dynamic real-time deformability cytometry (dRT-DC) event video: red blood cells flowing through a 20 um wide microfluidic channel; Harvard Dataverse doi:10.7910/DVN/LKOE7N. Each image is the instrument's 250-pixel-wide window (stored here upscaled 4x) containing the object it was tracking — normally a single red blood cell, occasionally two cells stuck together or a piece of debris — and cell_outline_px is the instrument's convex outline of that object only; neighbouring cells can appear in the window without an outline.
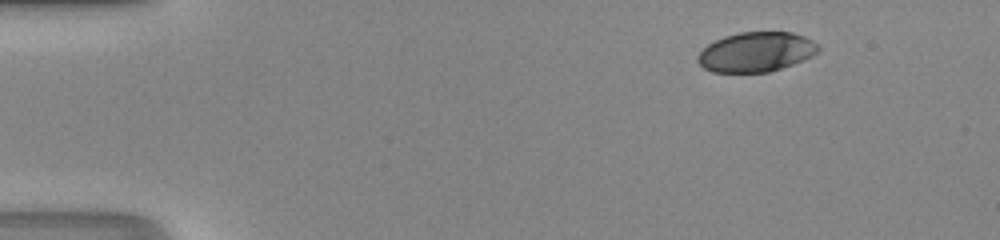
{"species": "human", "species_latin": "Homo sapiens", "temperature_condition": "room temperature", "stored_images_in_passage": 44, "camera_frame_rate_fps": 3000, "um_per_image_px": 0.085, "donor": {"sex": "male"}, "frame": {"image": 1, "passage_image": 1, "time_ms": 0.0, "image_size_px": [1000, 240], "cell_outline_px": [[820, 48], [812, 56], [804, 60], [768, 72], [712, 72], [704, 68], [696, 60], [696, 56], [708, 44], [724, 36], [740, 32], [792, 32], [804, 36], [820, 44]], "centroid_in_image_um": [64.27, 4.41], "position_along_channel_um": 20.7, "area_um2": 27.92}}
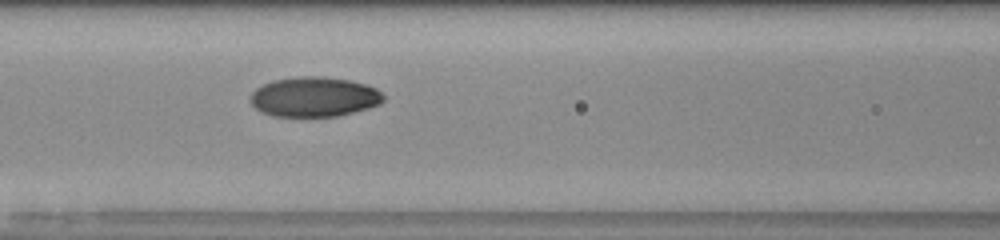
{"frame": {"image": 2, "passage_image": 17, "time_ms": 5.333, "image_size_px": [1000, 240], "cell_outline_px": [[384, 100], [380, 104], [368, 108], [336, 116], [272, 116], [260, 112], [248, 100], [252, 92], [256, 88], [272, 80], [296, 76], [320, 76], [348, 80], [364, 84], [376, 88], [384, 96]], "centroid_in_image_um": [26.67, 8.23], "position_along_channel_um": 139.9, "area_um2": 30.92}}
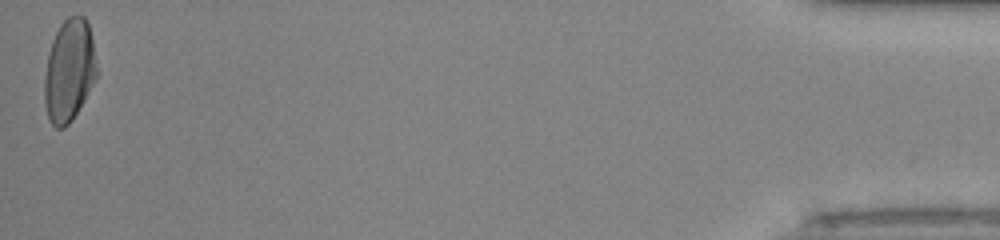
{"frame": {"image": 3, "passage_image": 44, "time_ms": 14.333, "image_size_px": [1000, 240], "cell_outline_px": [[96, 80], [72, 120], [64, 128], [56, 128], [48, 120], [44, 104], [44, 76], [48, 52], [52, 40], [60, 24], [68, 16], [84, 16], [88, 24], [92, 40], [96, 68]], "centroid_in_image_um": [5.85, 6.02], "position_along_channel_um": 429.4, "area_um2": 31.21}, "authors_computed_cell_mechanics": {"area_um2": 30.4606, "velocity_mm_per_s": 4.2596, "shape_relaxation_time_tau1_ms": 3.7875, "shape_relaxation_time_tau2_ms": 1.1632, "deformation_change_tau1": 0.1747, "deformation_change_tau2": 0.037}}